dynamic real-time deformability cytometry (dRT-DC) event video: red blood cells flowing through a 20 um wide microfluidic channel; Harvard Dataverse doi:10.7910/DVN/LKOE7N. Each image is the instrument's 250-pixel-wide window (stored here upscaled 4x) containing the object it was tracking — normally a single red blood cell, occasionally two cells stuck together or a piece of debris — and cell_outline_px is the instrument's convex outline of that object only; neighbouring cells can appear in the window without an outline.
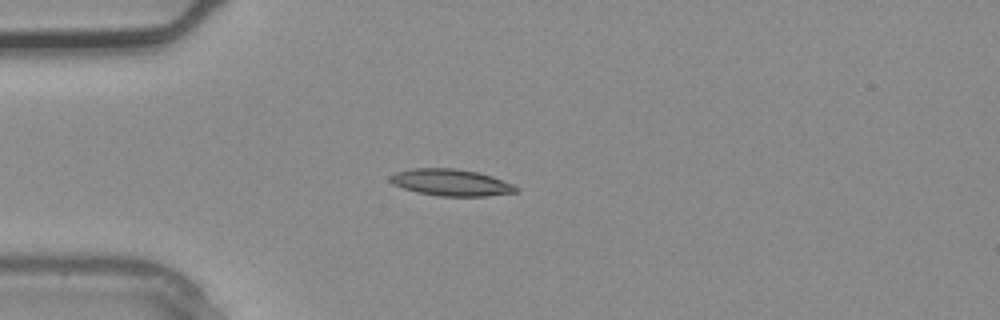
{"species": "common noctule bat (a hibernating species)", "species_latin": "Nyctalus noctula", "temperature_condition": "warm", "stored_images_in_passage": 1, "camera_frame_rate_fps": 3000, "um_per_image_px": 0.085, "animal": {"sex": "male", "body_mass_g": 20.4}, "frame": {"image": 1, "passage_image": 1, "time_ms": 0.0, "image_size_px": [1000, 320], "cell_outline_px": [[520, 188], [516, 192], [488, 196], [440, 196], [416, 192], [392, 184], [388, 180], [388, 176], [396, 172], [412, 168], [456, 168], [476, 172], [492, 176], [512, 184]], "centroid_in_image_um": [38.31, 15.51], "position_along_channel_um": 46.7, "area_um2": 19.65}}